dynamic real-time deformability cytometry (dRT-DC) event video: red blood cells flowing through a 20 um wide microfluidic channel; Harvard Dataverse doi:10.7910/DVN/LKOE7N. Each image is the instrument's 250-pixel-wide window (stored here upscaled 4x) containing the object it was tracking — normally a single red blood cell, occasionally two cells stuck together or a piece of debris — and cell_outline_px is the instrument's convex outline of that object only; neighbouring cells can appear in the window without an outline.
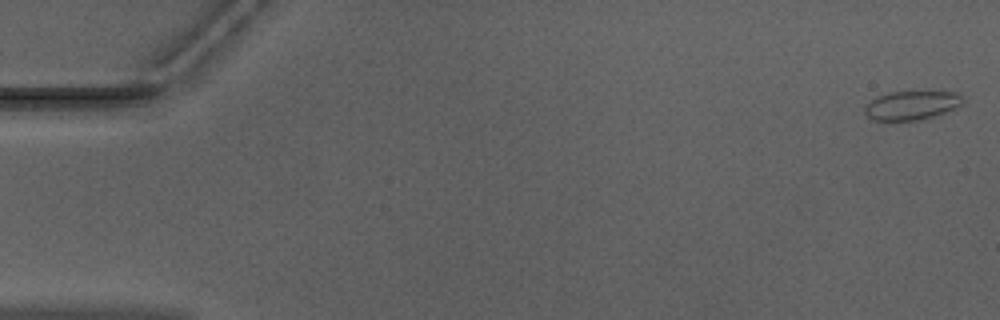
{"species": "Egyptian fruit bat (a non-hibernating species)", "species_latin": "Rousettus aegyptiacus", "temperature_condition": "warm", "stored_images_in_passage": 52, "camera_frame_rate_fps": 3000, "um_per_image_px": 0.085, "animal": {"sex": "male"}, "frame": {"image": 1, "passage_image": 1, "time_ms": 0.0, "image_size_px": [1000, 320], "cell_outline_px": [[964, 104], [944, 112], [920, 120], [872, 120], [864, 112], [864, 108], [876, 96], [888, 92], [956, 92], [964, 100]], "centroid_in_image_um": [77.47, 8.95], "position_along_channel_um": 7.5, "area_um2": 16.3}}
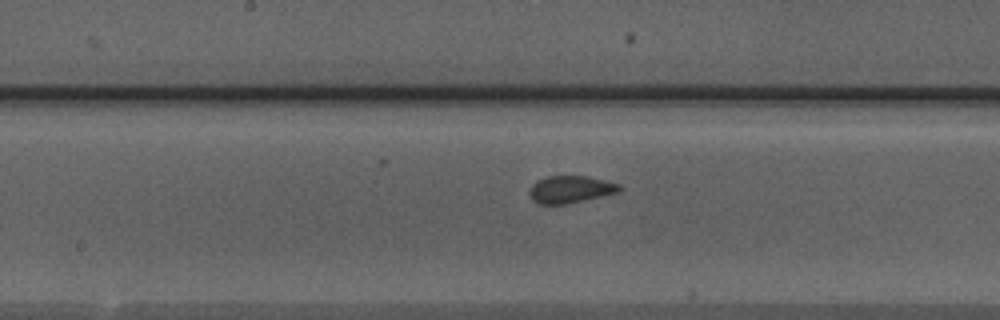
{"frame": {"image": 2, "passage_image": 27, "time_ms": 8.667, "image_size_px": [1000, 320], "cell_outline_px": [[624, 188], [616, 192], [568, 204], [536, 204], [532, 200], [528, 192], [532, 184], [536, 180], [548, 176], [588, 176], [620, 184]], "centroid_in_image_um": [48.44, 16.09], "position_along_channel_um": 199.8, "area_um2": 14.33}}
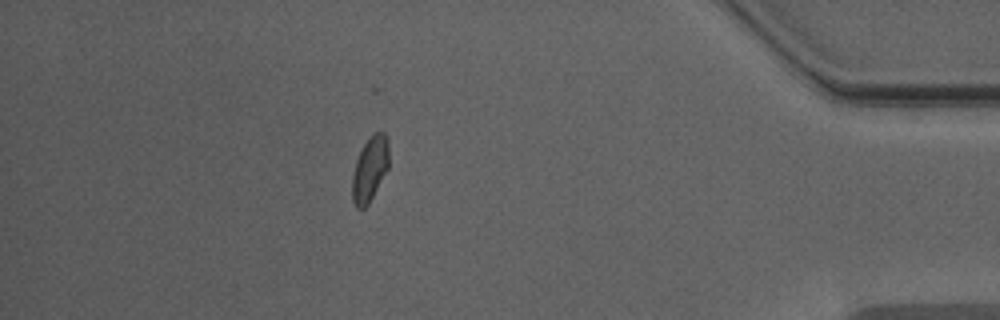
{"frame": {"image": 3, "passage_image": 46, "time_ms": 15.0, "image_size_px": [1000, 320], "cell_outline_px": [[388, 168], [368, 204], [364, 208], [356, 208], [352, 200], [352, 176], [356, 160], [364, 144], [372, 132], [384, 132], [388, 140]], "centroid_in_image_um": [31.43, 14.35], "position_along_channel_um": 403.8, "area_um2": 13.76}, "authors_computed_cell_mechanics": {"area_um2": 14.3344, "velocity_mm_per_s": 3.962, "shape_relaxation_time_tau1_ms": 3.9957, "shape_relaxation_time_tau2_ms": null, "deformation_change_tau1": 0.0946, "deformation_change_tau2": null}}